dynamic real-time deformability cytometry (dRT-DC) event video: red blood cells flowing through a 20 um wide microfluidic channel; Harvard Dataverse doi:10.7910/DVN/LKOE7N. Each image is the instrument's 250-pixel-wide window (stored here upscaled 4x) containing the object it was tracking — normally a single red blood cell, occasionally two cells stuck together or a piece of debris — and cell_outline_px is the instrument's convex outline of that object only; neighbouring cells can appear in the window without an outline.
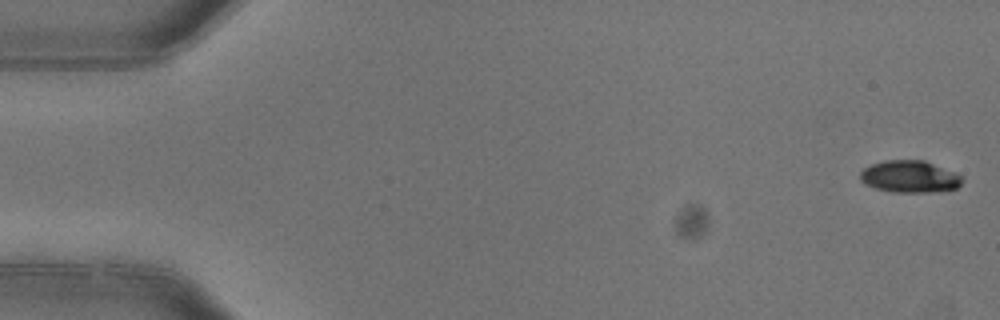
{"species": "common noctule bat (a hibernating species)", "species_latin": "Nyctalus noctula", "temperature_condition": "warm", "stored_images_in_passage": 6, "camera_frame_rate_fps": 3000, "um_per_image_px": 0.085, "animal": {"sex": "female"}, "frame": {"image": 1, "passage_image": 1, "time_ms": 0.0, "image_size_px": [1000, 320], "cell_outline_px": [[964, 180], [956, 188], [928, 192], [892, 192], [876, 188], [864, 184], [860, 180], [860, 172], [864, 168], [872, 164], [884, 160], [924, 160], [964, 176]], "centroid_in_image_um": [77.31, 15.01], "position_along_channel_um": 7.7, "area_um2": 19.02}}
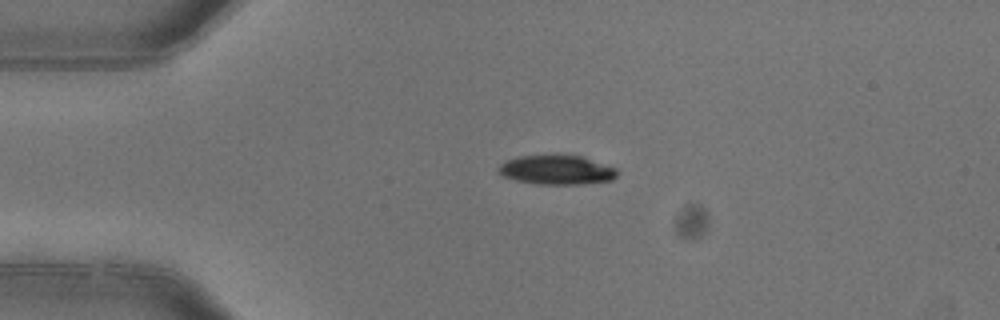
{"frame": {"image": 2, "passage_image": 4, "time_ms": 1.0, "image_size_px": [1000, 320], "cell_outline_px": [[616, 176], [612, 180], [584, 184], [536, 184], [516, 180], [500, 176], [496, 172], [496, 168], [504, 160], [516, 156], [584, 156], [616, 168]], "centroid_in_image_um": [47.25, 14.45], "position_along_channel_um": 37.8, "area_um2": 20.4}}